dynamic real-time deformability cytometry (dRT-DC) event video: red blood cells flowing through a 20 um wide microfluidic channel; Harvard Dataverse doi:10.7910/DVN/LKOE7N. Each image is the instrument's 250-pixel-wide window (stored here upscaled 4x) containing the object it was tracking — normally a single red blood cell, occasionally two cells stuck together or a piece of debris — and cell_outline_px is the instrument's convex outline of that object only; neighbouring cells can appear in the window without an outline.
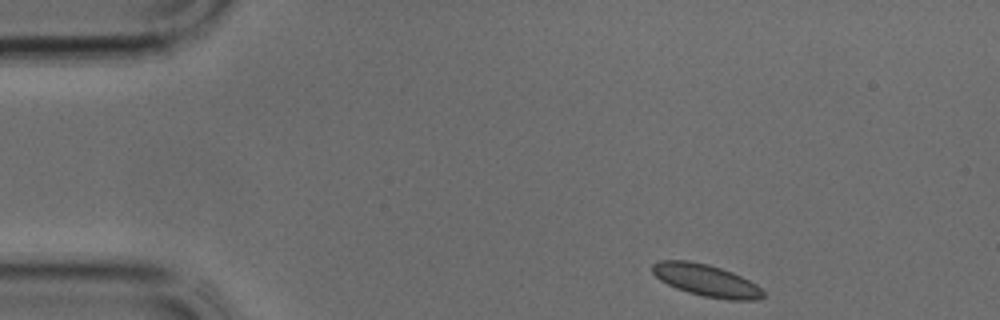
{"species": "common noctule bat (a hibernating species)", "species_latin": "Nyctalus noctula", "temperature_condition": "cold", "stored_images_in_passage": 32, "camera_frame_rate_fps": 3000, "um_per_image_px": 0.085, "animal": {"sex": "male", "body_mass_g": 17.9, "forearm_length_mm": 54.2}, "frame": {"image": 1, "passage_image": 1, "time_ms": 0.0, "image_size_px": [1000, 320], "cell_outline_px": [[764, 296], [756, 300], [728, 300], [704, 296], [688, 292], [676, 288], [660, 280], [652, 272], [652, 264], [660, 260], [688, 260], [708, 264], [732, 272], [756, 284], [764, 292]], "centroid_in_image_um": [60.01, 23.82], "position_along_channel_um": 25.0, "area_um2": 20.58}}
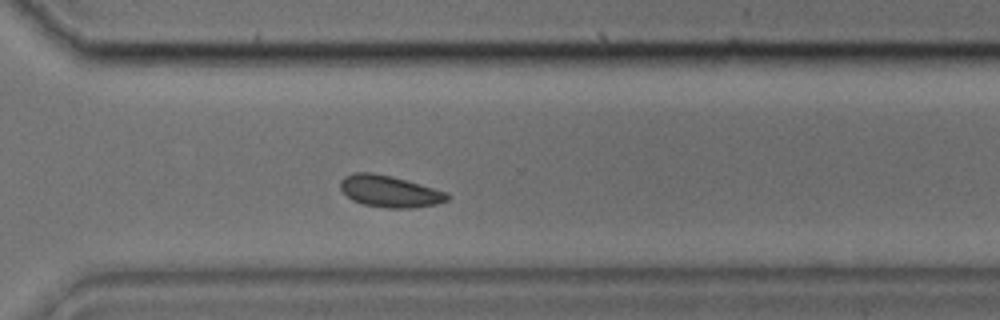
{"frame": {"image": 2, "passage_image": 23, "time_ms": 7.333, "image_size_px": [1000, 320], "cell_outline_px": [[452, 196], [448, 200], [436, 204], [412, 208], [388, 208], [364, 204], [352, 200], [340, 188], [340, 180], [344, 176], [352, 172], [372, 172], [392, 176], [448, 192]], "centroid_in_image_um": [33.13, 16.25], "position_along_channel_um": 337.5, "area_um2": 19.83}}
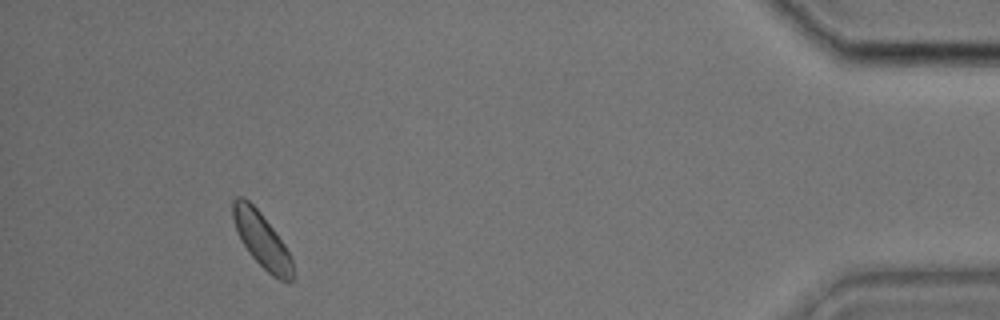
{"frame": {"image": 3, "passage_image": 31, "time_ms": 10.0, "image_size_px": [1000, 320], "cell_outline_px": [[292, 280], [280, 280], [272, 276], [248, 252], [240, 240], [232, 216], [232, 200], [236, 196], [244, 196], [260, 212], [276, 232], [292, 256]], "centroid_in_image_um": [22.22, 20.36], "position_along_channel_um": 413.0, "area_um2": 19.02}}